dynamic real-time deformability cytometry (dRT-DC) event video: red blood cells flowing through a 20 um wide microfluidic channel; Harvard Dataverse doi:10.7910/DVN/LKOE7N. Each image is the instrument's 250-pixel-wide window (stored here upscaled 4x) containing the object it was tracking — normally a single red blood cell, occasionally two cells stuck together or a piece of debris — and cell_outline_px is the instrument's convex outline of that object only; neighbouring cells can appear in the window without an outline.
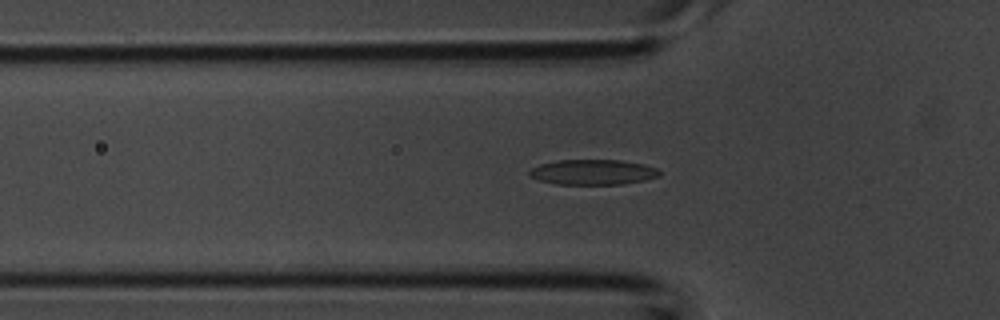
{"species": "common noctule bat (a hibernating species)", "species_latin": "Nyctalus noctula", "temperature_condition": "room temperature", "stored_images_in_passage": 34, "camera_frame_rate_fps": 3000, "um_per_image_px": 0.085, "animal": {"sex": "male", "body_mass_g": 20.1, "forearm_length_mm": 53.5}, "frame": {"image": 1, "passage_image": 6, "time_ms": 1.667, "image_size_px": [1000, 320], "cell_outline_px": [[660, 176], [644, 180], [620, 184], [556, 184], [540, 180], [528, 176], [528, 172], [532, 168], [540, 164], [560, 160], [620, 160], [644, 164], [656, 168], [660, 172]], "centroid_in_image_um": [50.39, 14.63], "position_along_channel_um": 75.4, "area_um2": 19.02}}
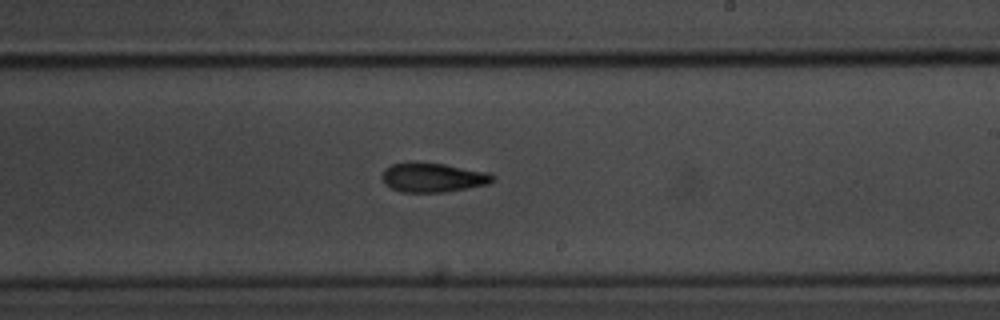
{"frame": {"image": 2, "passage_image": 17, "time_ms": 5.333, "image_size_px": [1000, 320], "cell_outline_px": [[492, 180], [488, 184], [444, 192], [400, 192], [384, 184], [380, 176], [384, 168], [392, 164], [408, 160], [412, 160], [444, 164], [488, 172], [492, 176]], "centroid_in_image_um": [36.69, 15.06], "position_along_channel_um": 252.3, "area_um2": 19.19}}
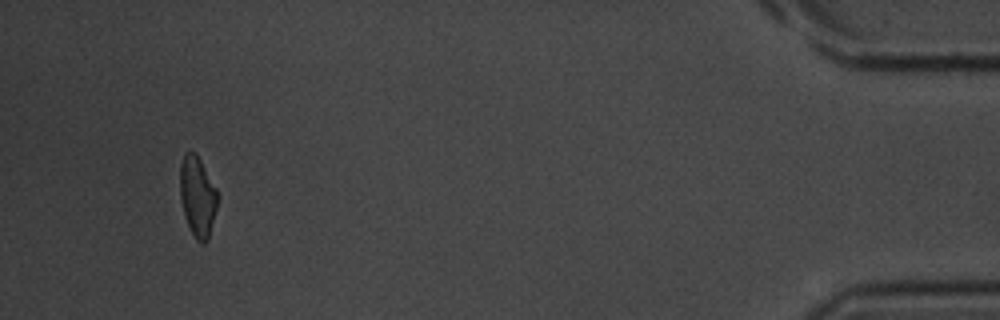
{"frame": {"image": 3, "passage_image": 32, "time_ms": 10.333, "image_size_px": [1000, 320], "cell_outline_px": [[220, 196], [208, 240], [204, 244], [200, 244], [196, 240], [184, 216], [180, 200], [180, 164], [184, 152], [196, 152], [216, 188]], "centroid_in_image_um": [16.8, 16.7], "position_along_channel_um": 418.4, "area_um2": 17.86}}